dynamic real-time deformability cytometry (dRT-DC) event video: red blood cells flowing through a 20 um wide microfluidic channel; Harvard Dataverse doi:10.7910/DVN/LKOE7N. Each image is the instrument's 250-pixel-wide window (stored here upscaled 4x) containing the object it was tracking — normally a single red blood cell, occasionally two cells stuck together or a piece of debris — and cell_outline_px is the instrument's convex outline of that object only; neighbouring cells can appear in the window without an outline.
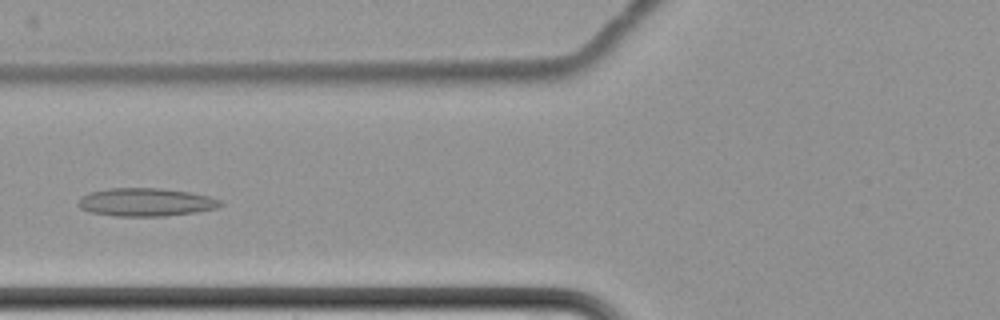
{"species": "common noctule bat (a hibernating species)", "species_latin": "Nyctalus noctula", "temperature_condition": "cold", "stored_images_in_passage": 9, "camera_frame_rate_fps": 3000, "um_per_image_px": 0.085, "animal": {"sex": "female", "body_mass_g": 22.7, "forearm_length_mm": 54.2}, "frame": {"image": 1, "passage_image": 8, "time_ms": 9.333, "image_size_px": [1000, 320], "cell_outline_px": [[224, 204], [216, 208], [196, 212], [164, 216], [116, 216], [88, 212], [80, 208], [80, 196], [88, 192], [108, 188], [164, 188], [188, 192], [208, 196], [220, 200]], "centroid_in_image_um": [12.38, 17.18], "position_along_channel_um": 113.4, "area_um2": 23.35}}
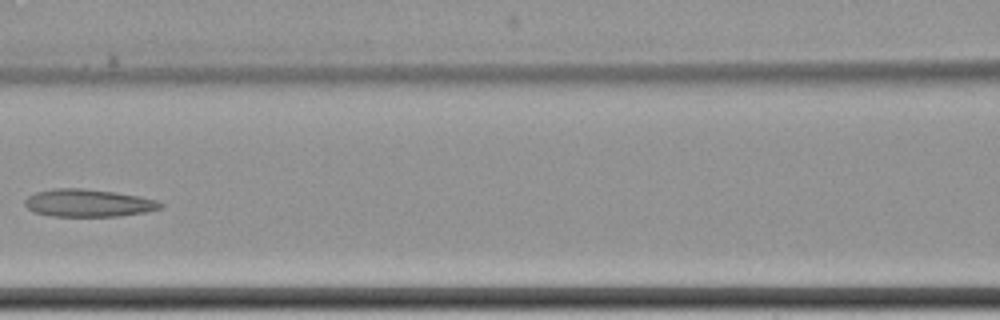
{"frame": {"image": 2, "passage_image": 9, "time_ms": 10.667, "image_size_px": [1000, 320], "cell_outline_px": [[164, 208], [144, 212], [120, 216], [52, 216], [32, 212], [24, 204], [24, 200], [28, 196], [36, 192], [56, 188], [84, 188], [116, 192], [140, 196], [156, 200], [164, 204]], "centroid_in_image_um": [7.51, 17.25], "position_along_channel_um": 159.1, "area_um2": 21.96}}